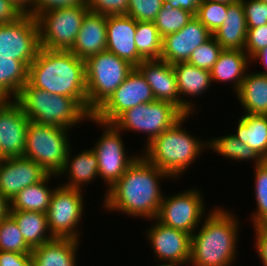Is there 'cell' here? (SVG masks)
<instances>
[{"instance_id":"cell-1","label":"cell","mask_w":267,"mask_h":266,"mask_svg":"<svg viewBox=\"0 0 267 266\" xmlns=\"http://www.w3.org/2000/svg\"><path fill=\"white\" fill-rule=\"evenodd\" d=\"M170 177L140 153L115 184L105 191L103 208L109 212L119 211L129 216L154 220L164 197L160 180Z\"/></svg>"},{"instance_id":"cell-2","label":"cell","mask_w":267,"mask_h":266,"mask_svg":"<svg viewBox=\"0 0 267 266\" xmlns=\"http://www.w3.org/2000/svg\"><path fill=\"white\" fill-rule=\"evenodd\" d=\"M28 82L51 94L76 98L87 109L85 61L71 51L40 48L28 67Z\"/></svg>"},{"instance_id":"cell-3","label":"cell","mask_w":267,"mask_h":266,"mask_svg":"<svg viewBox=\"0 0 267 266\" xmlns=\"http://www.w3.org/2000/svg\"><path fill=\"white\" fill-rule=\"evenodd\" d=\"M210 211L198 233L191 235L189 265L231 266L236 262L240 221L225 208L216 206Z\"/></svg>"},{"instance_id":"cell-4","label":"cell","mask_w":267,"mask_h":266,"mask_svg":"<svg viewBox=\"0 0 267 266\" xmlns=\"http://www.w3.org/2000/svg\"><path fill=\"white\" fill-rule=\"evenodd\" d=\"M191 115H184L172 127L163 131L141 154L148 162L157 166L176 179L194 163L195 159L208 148V140L193 137L183 128V123ZM207 143V144H206Z\"/></svg>"},{"instance_id":"cell-5","label":"cell","mask_w":267,"mask_h":266,"mask_svg":"<svg viewBox=\"0 0 267 266\" xmlns=\"http://www.w3.org/2000/svg\"><path fill=\"white\" fill-rule=\"evenodd\" d=\"M15 101L30 121L66 129L82 121H90L92 114L76 99L51 94L27 82Z\"/></svg>"},{"instance_id":"cell-6","label":"cell","mask_w":267,"mask_h":266,"mask_svg":"<svg viewBox=\"0 0 267 266\" xmlns=\"http://www.w3.org/2000/svg\"><path fill=\"white\" fill-rule=\"evenodd\" d=\"M134 66L104 50L85 61L87 110L93 114L124 82Z\"/></svg>"},{"instance_id":"cell-7","label":"cell","mask_w":267,"mask_h":266,"mask_svg":"<svg viewBox=\"0 0 267 266\" xmlns=\"http://www.w3.org/2000/svg\"><path fill=\"white\" fill-rule=\"evenodd\" d=\"M69 130L30 121L23 157L35 161L49 174L58 175L71 147Z\"/></svg>"},{"instance_id":"cell-8","label":"cell","mask_w":267,"mask_h":266,"mask_svg":"<svg viewBox=\"0 0 267 266\" xmlns=\"http://www.w3.org/2000/svg\"><path fill=\"white\" fill-rule=\"evenodd\" d=\"M89 12L86 5H74L46 10L35 18L39 28L40 48L70 51Z\"/></svg>"},{"instance_id":"cell-9","label":"cell","mask_w":267,"mask_h":266,"mask_svg":"<svg viewBox=\"0 0 267 266\" xmlns=\"http://www.w3.org/2000/svg\"><path fill=\"white\" fill-rule=\"evenodd\" d=\"M183 116L184 114L171 103L155 100L126 110L113 124L121 131L148 134L146 146Z\"/></svg>"},{"instance_id":"cell-10","label":"cell","mask_w":267,"mask_h":266,"mask_svg":"<svg viewBox=\"0 0 267 266\" xmlns=\"http://www.w3.org/2000/svg\"><path fill=\"white\" fill-rule=\"evenodd\" d=\"M92 123L99 124L104 128L101 137L95 143L92 150L98 159V175L107 184L109 190L126 170L137 160L140 155L131 156L126 154L121 130L113 123H106L90 117Z\"/></svg>"},{"instance_id":"cell-11","label":"cell","mask_w":267,"mask_h":266,"mask_svg":"<svg viewBox=\"0 0 267 266\" xmlns=\"http://www.w3.org/2000/svg\"><path fill=\"white\" fill-rule=\"evenodd\" d=\"M83 192L62 185L55 187L46 212L48 228L53 238L80 239L82 233L77 229L84 213Z\"/></svg>"},{"instance_id":"cell-12","label":"cell","mask_w":267,"mask_h":266,"mask_svg":"<svg viewBox=\"0 0 267 266\" xmlns=\"http://www.w3.org/2000/svg\"><path fill=\"white\" fill-rule=\"evenodd\" d=\"M204 196L200 190L187 191L164 196L156 220L165 226L193 234L205 214Z\"/></svg>"},{"instance_id":"cell-13","label":"cell","mask_w":267,"mask_h":266,"mask_svg":"<svg viewBox=\"0 0 267 266\" xmlns=\"http://www.w3.org/2000/svg\"><path fill=\"white\" fill-rule=\"evenodd\" d=\"M40 49L36 18L22 15L16 21L0 24V56L22 61L27 67Z\"/></svg>"},{"instance_id":"cell-14","label":"cell","mask_w":267,"mask_h":266,"mask_svg":"<svg viewBox=\"0 0 267 266\" xmlns=\"http://www.w3.org/2000/svg\"><path fill=\"white\" fill-rule=\"evenodd\" d=\"M153 101L155 98L150 85L142 73L134 67L124 82L92 116L99 121L113 123L126 110Z\"/></svg>"},{"instance_id":"cell-15","label":"cell","mask_w":267,"mask_h":266,"mask_svg":"<svg viewBox=\"0 0 267 266\" xmlns=\"http://www.w3.org/2000/svg\"><path fill=\"white\" fill-rule=\"evenodd\" d=\"M29 118L15 100H0V151L2 157H23Z\"/></svg>"},{"instance_id":"cell-16","label":"cell","mask_w":267,"mask_h":266,"mask_svg":"<svg viewBox=\"0 0 267 266\" xmlns=\"http://www.w3.org/2000/svg\"><path fill=\"white\" fill-rule=\"evenodd\" d=\"M154 220L156 222L146 230V238L149 239L155 258L167 264H189L191 235Z\"/></svg>"},{"instance_id":"cell-17","label":"cell","mask_w":267,"mask_h":266,"mask_svg":"<svg viewBox=\"0 0 267 266\" xmlns=\"http://www.w3.org/2000/svg\"><path fill=\"white\" fill-rule=\"evenodd\" d=\"M49 173L35 161L25 157L0 161V193L10 201L29 185L41 182Z\"/></svg>"},{"instance_id":"cell-18","label":"cell","mask_w":267,"mask_h":266,"mask_svg":"<svg viewBox=\"0 0 267 266\" xmlns=\"http://www.w3.org/2000/svg\"><path fill=\"white\" fill-rule=\"evenodd\" d=\"M212 33L194 16L181 30L162 38L161 60L170 64L187 62L192 52Z\"/></svg>"},{"instance_id":"cell-19","label":"cell","mask_w":267,"mask_h":266,"mask_svg":"<svg viewBox=\"0 0 267 266\" xmlns=\"http://www.w3.org/2000/svg\"><path fill=\"white\" fill-rule=\"evenodd\" d=\"M136 21L128 15L107 16V48L137 67L143 59L135 44Z\"/></svg>"},{"instance_id":"cell-20","label":"cell","mask_w":267,"mask_h":266,"mask_svg":"<svg viewBox=\"0 0 267 266\" xmlns=\"http://www.w3.org/2000/svg\"><path fill=\"white\" fill-rule=\"evenodd\" d=\"M136 68L150 85L155 100L171 103L180 110V95L172 64L151 59L143 60Z\"/></svg>"},{"instance_id":"cell-21","label":"cell","mask_w":267,"mask_h":266,"mask_svg":"<svg viewBox=\"0 0 267 266\" xmlns=\"http://www.w3.org/2000/svg\"><path fill=\"white\" fill-rule=\"evenodd\" d=\"M107 48V16L88 12L70 50L79 59L86 61L89 57Z\"/></svg>"},{"instance_id":"cell-22","label":"cell","mask_w":267,"mask_h":266,"mask_svg":"<svg viewBox=\"0 0 267 266\" xmlns=\"http://www.w3.org/2000/svg\"><path fill=\"white\" fill-rule=\"evenodd\" d=\"M176 74L178 92L180 95V111L184 115H193L194 104L184 96H198L204 94L212 84L211 72L200 69L188 62L173 64ZM183 96V97H182Z\"/></svg>"},{"instance_id":"cell-23","label":"cell","mask_w":267,"mask_h":266,"mask_svg":"<svg viewBox=\"0 0 267 266\" xmlns=\"http://www.w3.org/2000/svg\"><path fill=\"white\" fill-rule=\"evenodd\" d=\"M247 24L242 1L228 5L223 24L212 34L222 49L243 50L247 38Z\"/></svg>"},{"instance_id":"cell-24","label":"cell","mask_w":267,"mask_h":266,"mask_svg":"<svg viewBox=\"0 0 267 266\" xmlns=\"http://www.w3.org/2000/svg\"><path fill=\"white\" fill-rule=\"evenodd\" d=\"M72 153L70 147L64 166L57 177H61V174L64 176L66 173L65 176L67 175L69 180L62 186L82 190L85 184L91 183L95 177L99 176L98 159L91 148L80 151L74 157L71 156Z\"/></svg>"},{"instance_id":"cell-25","label":"cell","mask_w":267,"mask_h":266,"mask_svg":"<svg viewBox=\"0 0 267 266\" xmlns=\"http://www.w3.org/2000/svg\"><path fill=\"white\" fill-rule=\"evenodd\" d=\"M251 62L249 56L243 50L223 49L211 69V80L216 82H231L235 93L241 87L247 68Z\"/></svg>"},{"instance_id":"cell-26","label":"cell","mask_w":267,"mask_h":266,"mask_svg":"<svg viewBox=\"0 0 267 266\" xmlns=\"http://www.w3.org/2000/svg\"><path fill=\"white\" fill-rule=\"evenodd\" d=\"M80 240L58 239L32 249L34 266H77L76 254Z\"/></svg>"},{"instance_id":"cell-27","label":"cell","mask_w":267,"mask_h":266,"mask_svg":"<svg viewBox=\"0 0 267 266\" xmlns=\"http://www.w3.org/2000/svg\"><path fill=\"white\" fill-rule=\"evenodd\" d=\"M236 95L245 114L267 115V75L246 73Z\"/></svg>"},{"instance_id":"cell-28","label":"cell","mask_w":267,"mask_h":266,"mask_svg":"<svg viewBox=\"0 0 267 266\" xmlns=\"http://www.w3.org/2000/svg\"><path fill=\"white\" fill-rule=\"evenodd\" d=\"M235 137L267 160V115L242 114Z\"/></svg>"},{"instance_id":"cell-29","label":"cell","mask_w":267,"mask_h":266,"mask_svg":"<svg viewBox=\"0 0 267 266\" xmlns=\"http://www.w3.org/2000/svg\"><path fill=\"white\" fill-rule=\"evenodd\" d=\"M57 175L49 174L41 182L29 185L9 201L10 211H31L46 213L55 188H49V180Z\"/></svg>"},{"instance_id":"cell-30","label":"cell","mask_w":267,"mask_h":266,"mask_svg":"<svg viewBox=\"0 0 267 266\" xmlns=\"http://www.w3.org/2000/svg\"><path fill=\"white\" fill-rule=\"evenodd\" d=\"M9 215L16 221L25 242L32 249L54 239L48 228L46 213L10 211Z\"/></svg>"},{"instance_id":"cell-31","label":"cell","mask_w":267,"mask_h":266,"mask_svg":"<svg viewBox=\"0 0 267 266\" xmlns=\"http://www.w3.org/2000/svg\"><path fill=\"white\" fill-rule=\"evenodd\" d=\"M28 82V67L20 60L0 56V100H15Z\"/></svg>"},{"instance_id":"cell-32","label":"cell","mask_w":267,"mask_h":266,"mask_svg":"<svg viewBox=\"0 0 267 266\" xmlns=\"http://www.w3.org/2000/svg\"><path fill=\"white\" fill-rule=\"evenodd\" d=\"M208 149L234 161L254 160L255 166L265 161L254 149L238 140L233 134L211 138L208 141Z\"/></svg>"},{"instance_id":"cell-33","label":"cell","mask_w":267,"mask_h":266,"mask_svg":"<svg viewBox=\"0 0 267 266\" xmlns=\"http://www.w3.org/2000/svg\"><path fill=\"white\" fill-rule=\"evenodd\" d=\"M135 44L143 60L160 59L162 37L154 22L136 21Z\"/></svg>"},{"instance_id":"cell-34","label":"cell","mask_w":267,"mask_h":266,"mask_svg":"<svg viewBox=\"0 0 267 266\" xmlns=\"http://www.w3.org/2000/svg\"><path fill=\"white\" fill-rule=\"evenodd\" d=\"M193 17L194 14L188 10L164 4L158 12L154 23L163 38L168 34L181 30Z\"/></svg>"},{"instance_id":"cell-35","label":"cell","mask_w":267,"mask_h":266,"mask_svg":"<svg viewBox=\"0 0 267 266\" xmlns=\"http://www.w3.org/2000/svg\"><path fill=\"white\" fill-rule=\"evenodd\" d=\"M255 200L257 210L251 215L253 226L267 225V160L255 167Z\"/></svg>"},{"instance_id":"cell-36","label":"cell","mask_w":267,"mask_h":266,"mask_svg":"<svg viewBox=\"0 0 267 266\" xmlns=\"http://www.w3.org/2000/svg\"><path fill=\"white\" fill-rule=\"evenodd\" d=\"M0 251L32 252V248L25 242L16 221L10 215L0 221Z\"/></svg>"},{"instance_id":"cell-37","label":"cell","mask_w":267,"mask_h":266,"mask_svg":"<svg viewBox=\"0 0 267 266\" xmlns=\"http://www.w3.org/2000/svg\"><path fill=\"white\" fill-rule=\"evenodd\" d=\"M228 5L212 0H202L194 16L213 34L223 24Z\"/></svg>"},{"instance_id":"cell-38","label":"cell","mask_w":267,"mask_h":266,"mask_svg":"<svg viewBox=\"0 0 267 266\" xmlns=\"http://www.w3.org/2000/svg\"><path fill=\"white\" fill-rule=\"evenodd\" d=\"M222 50L221 45L211 36L192 52L187 62L200 69L211 71Z\"/></svg>"},{"instance_id":"cell-39","label":"cell","mask_w":267,"mask_h":266,"mask_svg":"<svg viewBox=\"0 0 267 266\" xmlns=\"http://www.w3.org/2000/svg\"><path fill=\"white\" fill-rule=\"evenodd\" d=\"M163 0H129L127 15L135 21L154 22Z\"/></svg>"},{"instance_id":"cell-40","label":"cell","mask_w":267,"mask_h":266,"mask_svg":"<svg viewBox=\"0 0 267 266\" xmlns=\"http://www.w3.org/2000/svg\"><path fill=\"white\" fill-rule=\"evenodd\" d=\"M247 28H256L267 24V3L260 0H241Z\"/></svg>"},{"instance_id":"cell-41","label":"cell","mask_w":267,"mask_h":266,"mask_svg":"<svg viewBox=\"0 0 267 266\" xmlns=\"http://www.w3.org/2000/svg\"><path fill=\"white\" fill-rule=\"evenodd\" d=\"M129 0H86L90 12L101 15H127Z\"/></svg>"},{"instance_id":"cell-42","label":"cell","mask_w":267,"mask_h":266,"mask_svg":"<svg viewBox=\"0 0 267 266\" xmlns=\"http://www.w3.org/2000/svg\"><path fill=\"white\" fill-rule=\"evenodd\" d=\"M267 47V24L248 28L244 52L252 59L259 51Z\"/></svg>"},{"instance_id":"cell-43","label":"cell","mask_w":267,"mask_h":266,"mask_svg":"<svg viewBox=\"0 0 267 266\" xmlns=\"http://www.w3.org/2000/svg\"><path fill=\"white\" fill-rule=\"evenodd\" d=\"M0 266H34L31 253L0 251Z\"/></svg>"},{"instance_id":"cell-44","label":"cell","mask_w":267,"mask_h":266,"mask_svg":"<svg viewBox=\"0 0 267 266\" xmlns=\"http://www.w3.org/2000/svg\"><path fill=\"white\" fill-rule=\"evenodd\" d=\"M86 0H34L33 16L49 9L84 4Z\"/></svg>"},{"instance_id":"cell-45","label":"cell","mask_w":267,"mask_h":266,"mask_svg":"<svg viewBox=\"0 0 267 266\" xmlns=\"http://www.w3.org/2000/svg\"><path fill=\"white\" fill-rule=\"evenodd\" d=\"M255 248L263 266H267V225L254 226Z\"/></svg>"},{"instance_id":"cell-46","label":"cell","mask_w":267,"mask_h":266,"mask_svg":"<svg viewBox=\"0 0 267 266\" xmlns=\"http://www.w3.org/2000/svg\"><path fill=\"white\" fill-rule=\"evenodd\" d=\"M22 15L9 0H0V24L14 22Z\"/></svg>"},{"instance_id":"cell-47","label":"cell","mask_w":267,"mask_h":266,"mask_svg":"<svg viewBox=\"0 0 267 266\" xmlns=\"http://www.w3.org/2000/svg\"><path fill=\"white\" fill-rule=\"evenodd\" d=\"M202 0H163L164 4L178 6L181 9H185L193 13L197 12L198 6L201 4Z\"/></svg>"},{"instance_id":"cell-48","label":"cell","mask_w":267,"mask_h":266,"mask_svg":"<svg viewBox=\"0 0 267 266\" xmlns=\"http://www.w3.org/2000/svg\"><path fill=\"white\" fill-rule=\"evenodd\" d=\"M23 15L33 16L34 0H9Z\"/></svg>"},{"instance_id":"cell-49","label":"cell","mask_w":267,"mask_h":266,"mask_svg":"<svg viewBox=\"0 0 267 266\" xmlns=\"http://www.w3.org/2000/svg\"><path fill=\"white\" fill-rule=\"evenodd\" d=\"M260 61V66L261 65H264V68L266 69L265 71H261V72H258L260 74H263V75H267V47H265L264 49H262L261 51H259L252 59L251 61L252 62H255V61Z\"/></svg>"},{"instance_id":"cell-50","label":"cell","mask_w":267,"mask_h":266,"mask_svg":"<svg viewBox=\"0 0 267 266\" xmlns=\"http://www.w3.org/2000/svg\"><path fill=\"white\" fill-rule=\"evenodd\" d=\"M10 214V204L3 194L0 193V221Z\"/></svg>"},{"instance_id":"cell-51","label":"cell","mask_w":267,"mask_h":266,"mask_svg":"<svg viewBox=\"0 0 267 266\" xmlns=\"http://www.w3.org/2000/svg\"><path fill=\"white\" fill-rule=\"evenodd\" d=\"M212 1L231 4V3H235V2H237L239 0H212Z\"/></svg>"},{"instance_id":"cell-52","label":"cell","mask_w":267,"mask_h":266,"mask_svg":"<svg viewBox=\"0 0 267 266\" xmlns=\"http://www.w3.org/2000/svg\"><path fill=\"white\" fill-rule=\"evenodd\" d=\"M158 266H179V265H176V264H167V263H164L163 265L160 264Z\"/></svg>"},{"instance_id":"cell-53","label":"cell","mask_w":267,"mask_h":266,"mask_svg":"<svg viewBox=\"0 0 267 266\" xmlns=\"http://www.w3.org/2000/svg\"><path fill=\"white\" fill-rule=\"evenodd\" d=\"M4 158L1 155V151H0V161H2Z\"/></svg>"}]
</instances>
